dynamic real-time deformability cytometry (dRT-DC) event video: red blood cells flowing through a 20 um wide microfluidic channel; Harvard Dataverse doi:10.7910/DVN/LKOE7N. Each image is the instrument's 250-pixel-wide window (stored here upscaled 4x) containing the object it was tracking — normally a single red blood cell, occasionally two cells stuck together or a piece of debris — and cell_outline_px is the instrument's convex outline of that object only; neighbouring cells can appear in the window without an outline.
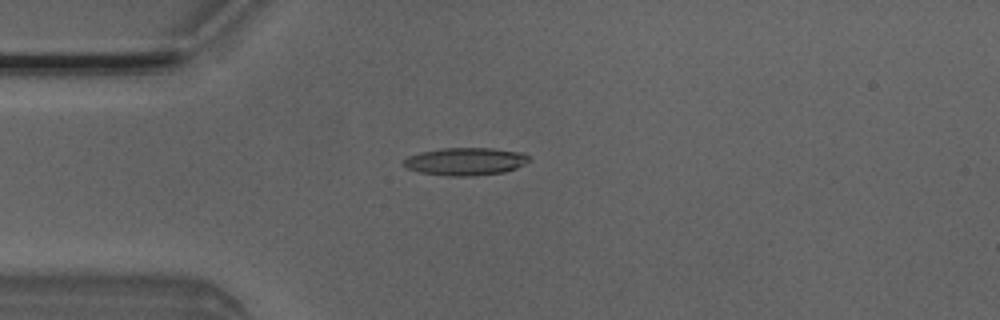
{"species": "Egyptian fruit bat (a non-hibernating species)", "species_latin": "Rousettus aegyptiacus", "temperature_condition": "room temperature", "stored_images_in_passage": 4, "camera_frame_rate_fps": 3000, "um_per_image_px": 0.085, "animal": {"sex": "male"}, "frame": {"image": 1, "passage_image": 4, "time_ms": 1.0, "image_size_px": [1000, 320], "cell_outline_px": [[532, 160], [516, 168], [504, 172], [476, 176], [448, 176], [420, 172], [408, 168], [404, 164], [404, 160], [408, 156], [420, 152], [440, 148], [492, 148], [524, 152]], "centroid_in_image_um": [39.61, 13.72], "position_along_channel_um": 45.4, "area_um2": 20.35}}